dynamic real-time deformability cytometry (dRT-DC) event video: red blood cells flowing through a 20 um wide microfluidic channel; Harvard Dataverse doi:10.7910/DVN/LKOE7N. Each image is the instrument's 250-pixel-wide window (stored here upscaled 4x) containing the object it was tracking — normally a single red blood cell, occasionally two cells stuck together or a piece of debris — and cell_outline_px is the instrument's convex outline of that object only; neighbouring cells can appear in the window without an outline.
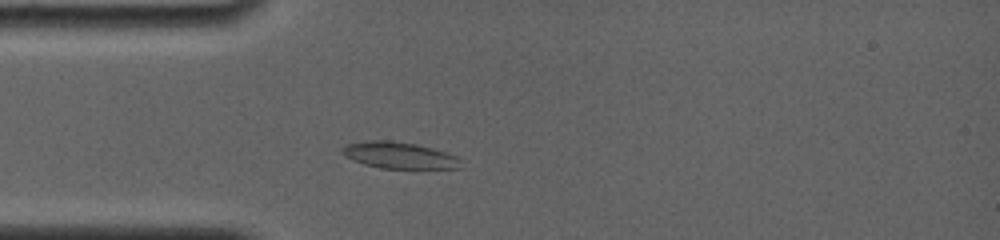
{"species": "common noctule bat (a hibernating species)", "species_latin": "Nyctalus noctula", "temperature_condition": "room temperature", "stored_images_in_passage": 28, "camera_frame_rate_fps": 4000, "um_per_image_px": 0.085, "animal": {"sex": "female", "body_mass_g": 19.0, "forearm_length_mm": 56.7}, "frame": {"image": 1, "passage_image": 7, "time_ms": 2.25, "image_size_px": [1000, 240], "cell_outline_px": [[460, 168], [380, 168], [364, 164], [352, 160], [344, 156], [340, 152], [340, 148], [348, 144], [364, 140], [392, 140], [416, 144], [432, 148], [456, 156], [460, 160]], "centroid_in_image_um": [33.86, 13.19], "position_along_channel_um": 51.1, "area_um2": 18.32}}
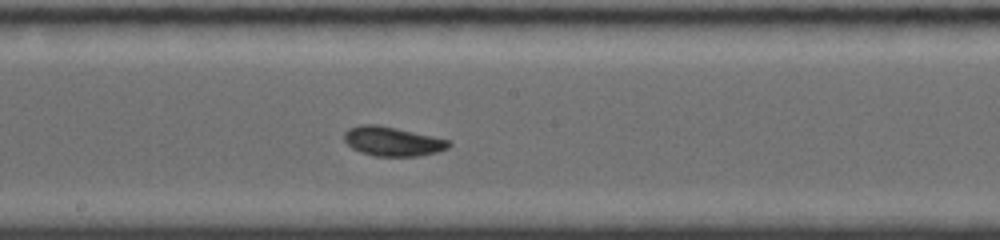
{"frame": {"image": 2, "passage_image": 19, "time_ms": 6.75, "image_size_px": [1000, 240], "cell_outline_px": [[452, 144], [448, 148], [436, 152], [416, 156], [376, 156], [360, 152], [352, 148], [344, 140], [344, 132], [348, 128], [360, 124], [376, 124], [396, 128], [432, 136], [448, 140]], "centroid_in_image_um": [33.32, 12.01], "position_along_channel_um": 214.9, "area_um2": 17.74}}
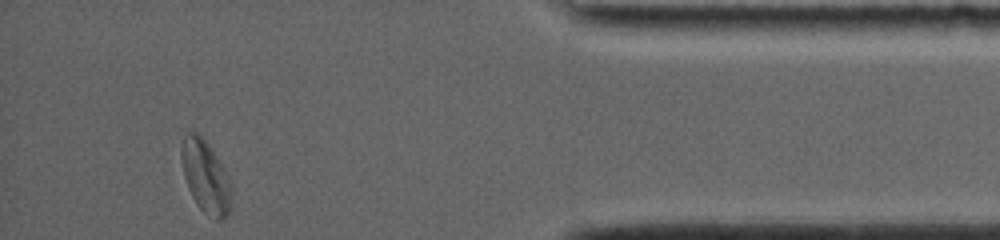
{"frame": {"image": 3, "passage_image": 28, "time_ms": 13.0, "image_size_px": [1000, 240], "cell_outline_px": [[232, 212], [224, 220], [216, 220], [204, 212], [196, 204], [188, 188], [184, 176], [180, 152], [180, 148], [184, 136], [188, 132], [196, 132], [208, 144], [224, 168], [232, 184]], "centroid_in_image_um": [17.51, 15.08], "position_along_channel_um": 417.7, "area_um2": 21.5}, "authors_computed_cell_mechanics": {"area_um2": 17.9758, "velocity_mm_per_s": 3.7659, "shape_relaxation_time_tau1_ms": 3.0986, "shape_relaxation_time_tau2_ms": 3.0739, "deformation_change_tau1": 0.0833, "deformation_change_tau2": 0.0622}}